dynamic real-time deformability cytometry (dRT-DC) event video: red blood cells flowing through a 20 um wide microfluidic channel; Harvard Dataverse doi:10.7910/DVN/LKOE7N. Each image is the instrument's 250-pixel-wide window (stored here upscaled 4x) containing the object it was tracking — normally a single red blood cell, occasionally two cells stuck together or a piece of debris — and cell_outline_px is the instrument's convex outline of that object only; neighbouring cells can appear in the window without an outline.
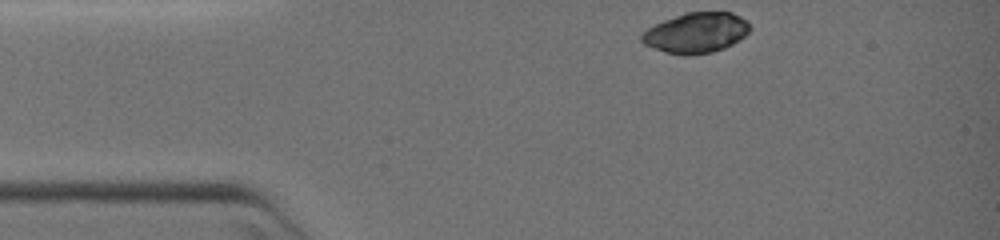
{"species": "common noctule bat (a hibernating species)", "species_latin": "Nyctalus noctula", "temperature_condition": "warm", "stored_images_in_passage": 53, "camera_frame_rate_fps": 3000, "um_per_image_px": 0.085, "animal": {"sex": "female", "body_mass_g": 19.0, "forearm_length_mm": 51.5}, "frame": {"image": 1, "passage_image": 1, "time_ms": 0.0, "image_size_px": [1000, 240], "cell_outline_px": [[752, 28], [740, 40], [724, 48], [712, 52], [688, 56], [680, 56], [664, 52], [644, 44], [640, 40], [640, 36], [648, 28], [664, 20], [684, 12], [732, 12], [748, 20]], "centroid_in_image_um": [59.19, 2.79], "position_along_channel_um": 25.8, "area_um2": 25.72}}
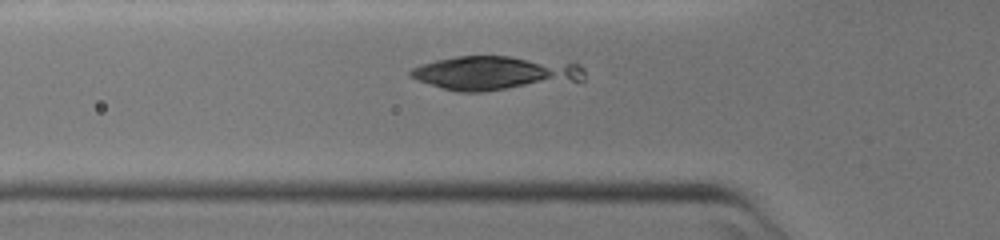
{"frame": {"image": 2, "passage_image": 14, "time_ms": 4.333, "image_size_px": [1000, 240], "cell_outline_px": [[584, 80], [480, 92], [456, 92], [440, 88], [416, 80], [408, 76], [408, 72], [412, 68], [436, 60], [456, 56], [508, 56], [580, 64], [584, 68]], "centroid_in_image_um": [42.01, 6.21], "position_along_channel_um": 83.8, "area_um2": 34.39}}